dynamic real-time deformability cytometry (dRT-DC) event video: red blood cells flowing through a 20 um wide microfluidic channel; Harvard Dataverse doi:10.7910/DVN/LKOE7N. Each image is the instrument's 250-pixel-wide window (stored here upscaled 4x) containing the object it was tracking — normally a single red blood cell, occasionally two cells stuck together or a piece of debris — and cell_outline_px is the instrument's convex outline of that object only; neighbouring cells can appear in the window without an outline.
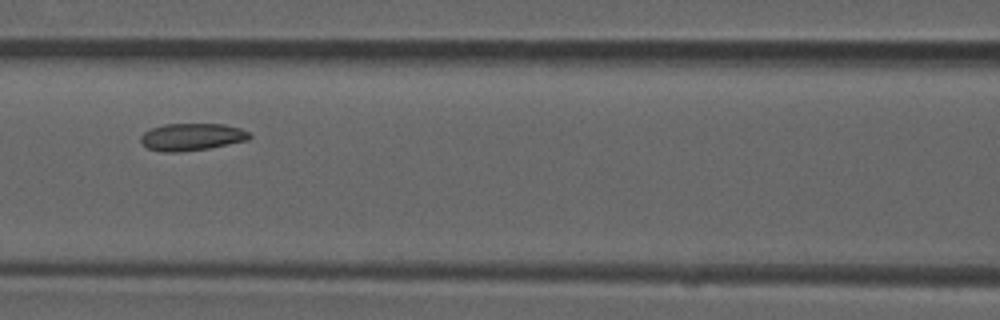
{"species": "common noctule bat (a hibernating species)", "species_latin": "Nyctalus noctula", "temperature_condition": "room temperature", "stored_images_in_passage": 8, "camera_frame_rate_fps": 3000, "um_per_image_px": 0.085, "animal": {"sex": "male", "forearm_length_mm": 52.5}, "frame": {"image": 1, "passage_image": 6, "time_ms": 1.667, "image_size_px": [1000, 320], "cell_outline_px": [[252, 136], [248, 140], [208, 148], [180, 152], [164, 152], [148, 148], [140, 140], [140, 136], [144, 132], [152, 128], [164, 124], [224, 124], [240, 128], [248, 132]], "centroid_in_image_um": [16.3, 11.63], "position_along_channel_um": 150.3, "area_um2": 17.17}}
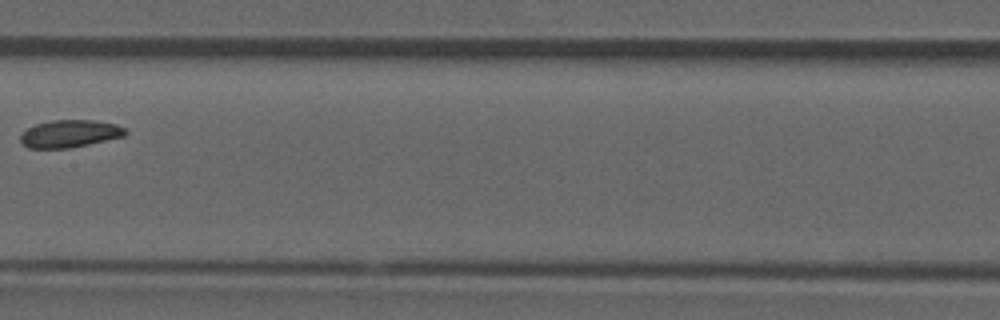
{"frame": {"image": 2, "passage_image": 7, "time_ms": 2.0, "image_size_px": [1000, 320], "cell_outline_px": [[128, 132], [124, 136], [88, 144], [68, 148], [28, 148], [20, 140], [20, 136], [28, 128], [36, 124], [52, 120], [92, 120], [116, 124], [124, 128]], "centroid_in_image_um": [5.93, 11.36], "position_along_channel_um": 201.5, "area_um2": 16.59}}
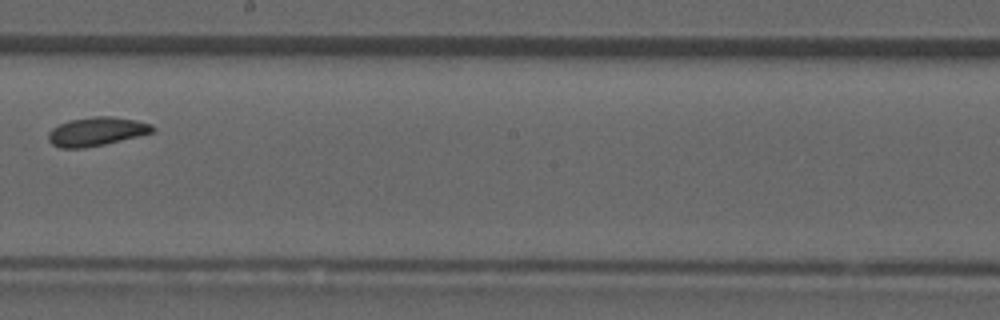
{"frame": {"image": 3, "passage_image": 8, "time_ms": 2.333, "image_size_px": [1000, 320], "cell_outline_px": [[156, 128], [152, 132], [104, 144], [84, 148], [60, 148], [52, 144], [48, 140], [48, 132], [52, 128], [60, 124], [72, 120], [92, 116], [112, 116], [136, 120], [152, 124]], "centroid_in_image_um": [8.19, 11.17], "position_along_channel_um": 240.0, "area_um2": 17.28}}